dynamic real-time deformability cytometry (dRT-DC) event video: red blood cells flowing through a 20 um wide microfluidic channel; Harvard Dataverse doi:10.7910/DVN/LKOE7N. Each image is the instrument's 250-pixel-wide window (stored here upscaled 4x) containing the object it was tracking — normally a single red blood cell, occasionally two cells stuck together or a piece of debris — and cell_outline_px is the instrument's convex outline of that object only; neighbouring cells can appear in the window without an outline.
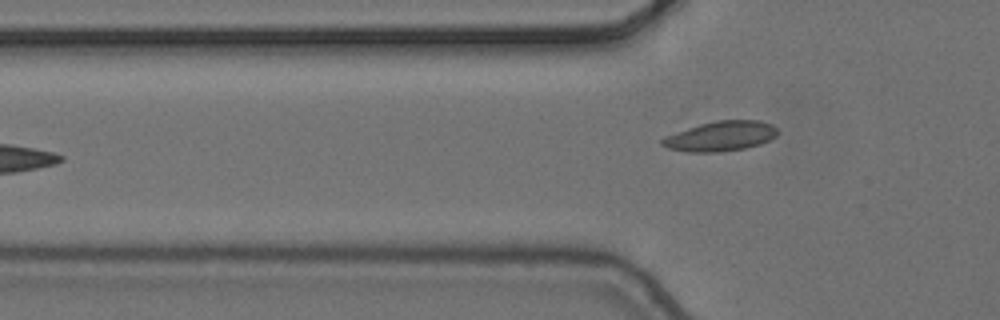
{"species": "common noctule bat (a hibernating species)", "species_latin": "Nyctalus noctula", "temperature_condition": "cold", "stored_images_in_passage": 6, "camera_frame_rate_fps": 3000, "um_per_image_px": 0.085, "animal": {"sex": "female", "body_mass_g": 24.6, "forearm_length_mm": 56.2}, "frame": {"image": 1, "passage_image": 6, "time_ms": 1.667, "image_size_px": [1000, 320], "cell_outline_px": [[780, 132], [776, 136], [760, 144], [744, 148], [720, 152], [688, 152], [668, 148], [660, 144], [660, 140], [664, 136], [700, 124], [716, 120], [760, 120], [772, 124]], "centroid_in_image_um": [61.26, 11.57], "position_along_channel_um": 64.5, "area_um2": 20.17}}